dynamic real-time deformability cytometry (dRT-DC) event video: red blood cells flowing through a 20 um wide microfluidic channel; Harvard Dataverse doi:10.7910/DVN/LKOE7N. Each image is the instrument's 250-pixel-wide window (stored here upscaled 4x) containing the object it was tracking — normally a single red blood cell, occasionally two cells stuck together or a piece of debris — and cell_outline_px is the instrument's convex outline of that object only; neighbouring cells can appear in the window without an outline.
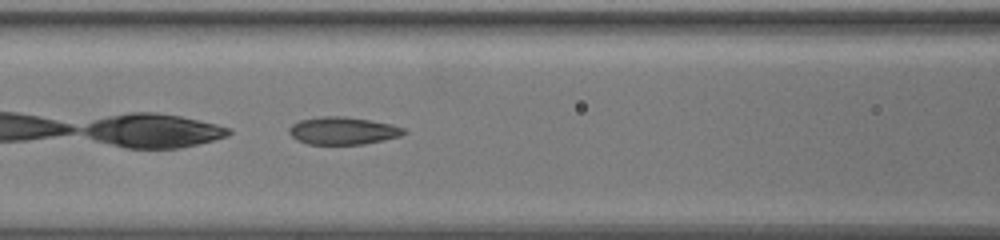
{"species": "common noctule bat (a hibernating species)", "species_latin": "Nyctalus noctula", "temperature_condition": "warm", "stored_images_in_passage": 30, "camera_frame_rate_fps": 3000, "um_per_image_px": 0.085, "animal": {"sex": "female", "body_mass_g": 19.5, "forearm_length_mm": 54.1}, "frame": {"image": 1, "passage_image": 5, "time_ms": 1.333, "image_size_px": [1000, 240], "cell_outline_px": [[408, 132], [400, 136], [384, 140], [364, 144], [308, 144], [296, 140], [288, 132], [288, 128], [292, 124], [300, 120], [320, 116], [344, 116], [392, 124], [404, 128]], "centroid_in_image_um": [29.14, 11.11], "position_along_channel_um": 137.5, "area_um2": 18.5}}